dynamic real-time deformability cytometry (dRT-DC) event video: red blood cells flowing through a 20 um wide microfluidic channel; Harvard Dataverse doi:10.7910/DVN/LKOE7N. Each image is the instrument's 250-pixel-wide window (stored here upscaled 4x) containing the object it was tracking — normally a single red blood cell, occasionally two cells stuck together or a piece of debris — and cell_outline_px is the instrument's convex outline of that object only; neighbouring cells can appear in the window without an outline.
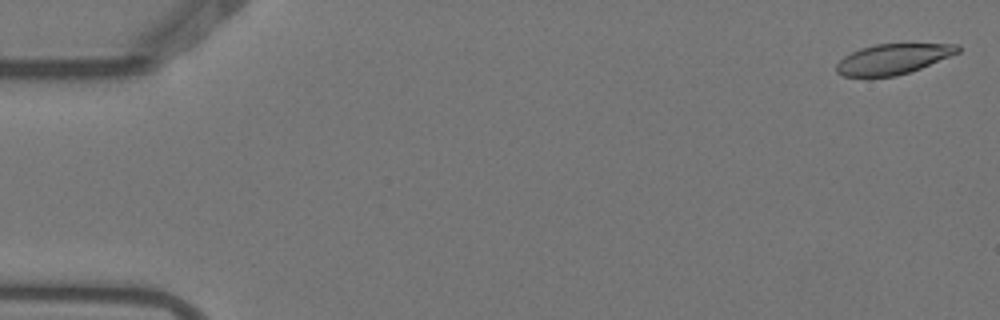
{"species": "Egyptian fruit bat (a non-hibernating species)", "species_latin": "Rousettus aegyptiacus", "temperature_condition": "warm", "stored_images_in_passage": 5, "camera_frame_rate_fps": 3000, "um_per_image_px": 0.085, "animal": {"sex": "female"}, "frame": {"image": 1, "passage_image": 1, "time_ms": 0.0, "image_size_px": [1000, 320], "cell_outline_px": [[960, 52], [920, 68], [896, 76], [844, 76], [836, 72], [836, 64], [844, 56], [860, 48], [876, 44], [960, 44]], "centroid_in_image_um": [75.9, 5.01], "position_along_channel_um": 9.1, "area_um2": 21.15}}